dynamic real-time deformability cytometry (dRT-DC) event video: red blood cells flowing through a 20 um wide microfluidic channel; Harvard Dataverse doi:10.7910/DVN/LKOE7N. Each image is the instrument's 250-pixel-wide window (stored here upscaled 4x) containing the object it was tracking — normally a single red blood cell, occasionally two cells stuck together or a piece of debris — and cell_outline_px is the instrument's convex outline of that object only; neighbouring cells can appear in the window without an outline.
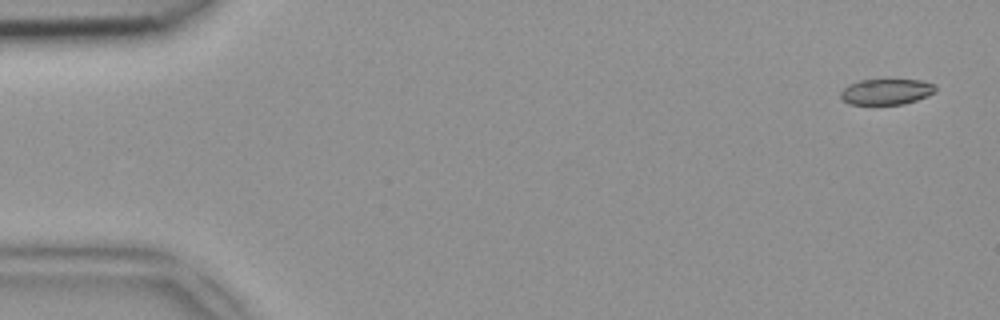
{"species": "common noctule bat (a hibernating species)", "species_latin": "Nyctalus noctula", "temperature_condition": "room temperature", "stored_images_in_passage": 45, "camera_frame_rate_fps": 3000, "um_per_image_px": 0.085, "animal": {"sex": "female", "body_mass_g": 18.4}, "frame": {"image": 1, "passage_image": 2, "time_ms": 0.333, "image_size_px": [1000, 320], "cell_outline_px": [[936, 92], [928, 96], [904, 104], [848, 104], [840, 96], [840, 92], [848, 84], [860, 80], [924, 80], [936, 84]], "centroid_in_image_um": [75.37, 7.79], "position_along_channel_um": 9.6, "area_um2": 14.33}}
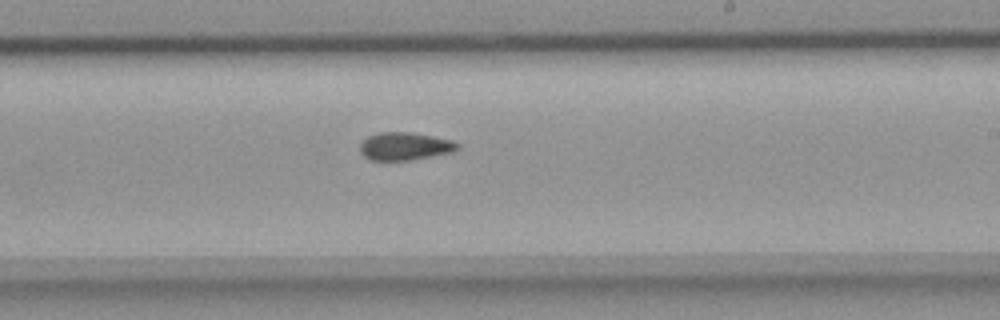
{"frame": {"image": 2, "passage_image": 29, "time_ms": 9.333, "image_size_px": [1000, 320], "cell_outline_px": [[460, 148], [452, 152], [408, 160], [368, 160], [360, 152], [360, 144], [368, 136], [380, 132], [408, 132], [432, 136], [452, 140], [460, 144]], "centroid_in_image_um": [34.4, 12.43], "position_along_channel_um": 254.6, "area_um2": 15.72}}
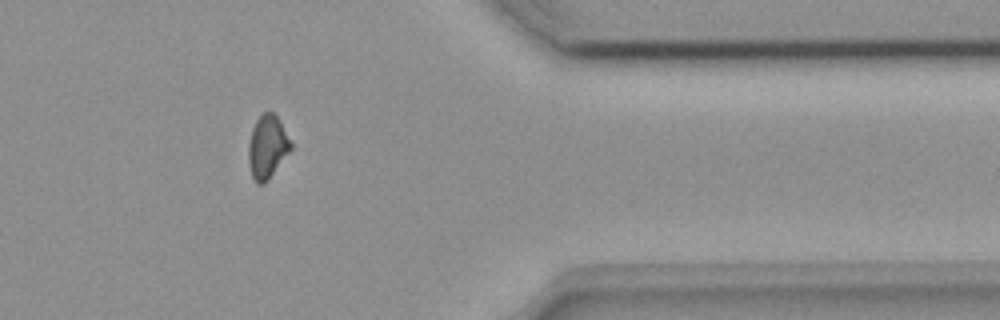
{"frame": {"image": 3, "passage_image": 40, "time_ms": 13.0, "image_size_px": [1000, 320], "cell_outline_px": [[292, 148], [268, 180], [264, 184], [256, 184], [252, 176], [248, 160], [248, 144], [252, 128], [256, 120], [264, 112], [272, 112], [280, 120], [292, 144]], "centroid_in_image_um": [22.71, 12.49], "position_along_channel_um": 388.7, "area_um2": 15.55}}